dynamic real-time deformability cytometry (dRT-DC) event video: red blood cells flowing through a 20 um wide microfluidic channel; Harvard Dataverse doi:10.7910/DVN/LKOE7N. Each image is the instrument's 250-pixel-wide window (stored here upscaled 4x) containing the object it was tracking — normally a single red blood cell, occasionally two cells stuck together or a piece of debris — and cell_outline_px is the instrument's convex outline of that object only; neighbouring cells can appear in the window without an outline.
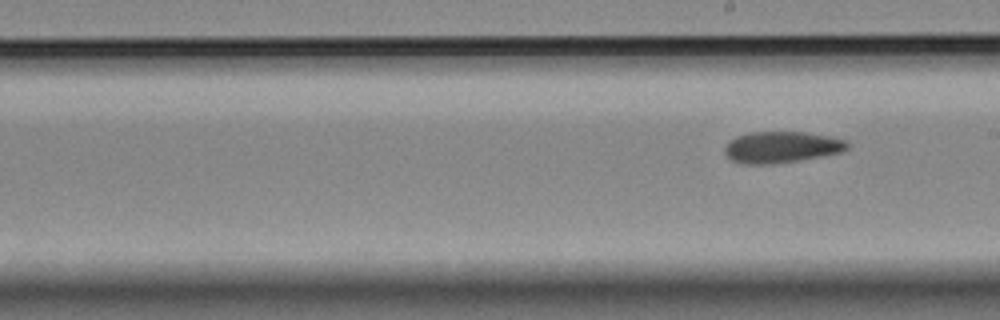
{"species": "Egyptian fruit bat (a non-hibernating species)", "species_latin": "Rousettus aegyptiacus", "temperature_condition": "room temperature", "stored_images_in_passage": 6, "segment_of_instrument_passage": [2, 2], "camera_frame_rate_fps": 3000, "um_per_image_px": 0.085, "animal": {"sex": "female"}, "frame": {"image": 1, "passage_image": 6, "time_ms": 7.0, "image_size_px": [1000, 320], "cell_outline_px": [[848, 148], [844, 152], [800, 160], [772, 164], [740, 164], [732, 160], [724, 152], [724, 148], [736, 136], [752, 132], [804, 132], [832, 136], [844, 140], [848, 144]], "centroid_in_image_um": [66.45, 12.51], "position_along_channel_um": 222.5, "area_um2": 22.43}}